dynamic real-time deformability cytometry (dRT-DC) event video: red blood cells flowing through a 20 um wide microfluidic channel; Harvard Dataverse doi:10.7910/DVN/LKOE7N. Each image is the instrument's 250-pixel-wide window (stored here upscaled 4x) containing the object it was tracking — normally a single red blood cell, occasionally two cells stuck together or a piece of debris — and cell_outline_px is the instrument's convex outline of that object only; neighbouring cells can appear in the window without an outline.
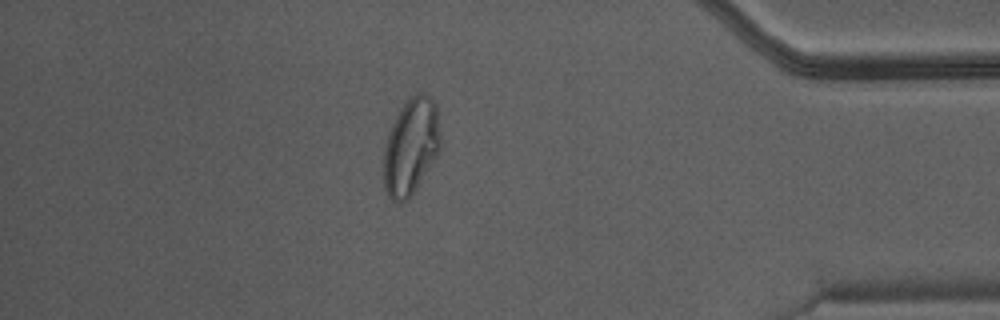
{"species": "Egyptian fruit bat (a non-hibernating species)", "species_latin": "Rousettus aegyptiacus", "temperature_condition": "warm", "stored_images_in_passage": 40, "camera_frame_rate_fps": 3000, "um_per_image_px": 0.085, "animal": {"sex": "male"}, "frame": {"image": 1, "passage_image": 34, "time_ms": 11.0, "image_size_px": [1000, 320], "cell_outline_px": [[440, 152], [408, 200], [400, 204], [392, 200], [388, 196], [384, 188], [384, 148], [392, 124], [404, 100], [416, 92], [424, 92], [436, 104], [440, 136]], "centroid_in_image_um": [34.93, 12.45], "position_along_channel_um": 400.3, "area_um2": 32.14}}